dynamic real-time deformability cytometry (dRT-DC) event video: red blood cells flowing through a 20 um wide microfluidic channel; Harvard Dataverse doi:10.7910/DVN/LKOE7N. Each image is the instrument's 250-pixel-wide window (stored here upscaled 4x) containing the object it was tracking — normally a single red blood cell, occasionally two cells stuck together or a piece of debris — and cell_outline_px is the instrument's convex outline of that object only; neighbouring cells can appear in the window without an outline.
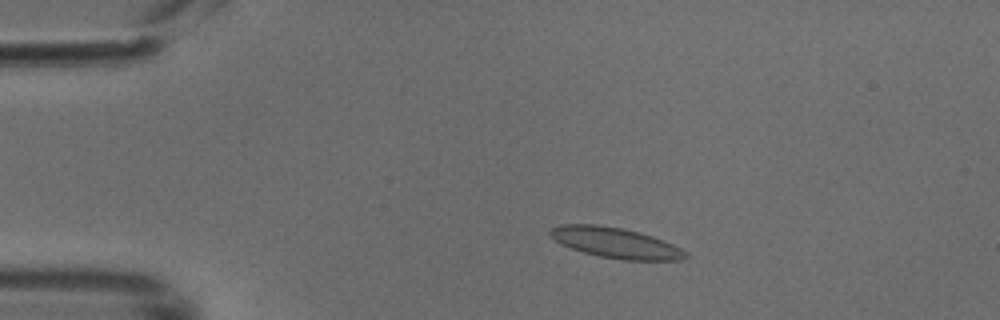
{"species": "common noctule bat (a hibernating species)", "species_latin": "Nyctalus noctula", "temperature_condition": "cold", "stored_images_in_passage": 48, "camera_frame_rate_fps": 3000, "um_per_image_px": 0.085, "animal": {"sex": "male", "body_mass_g": 18.8}, "frame": {"image": 1, "passage_image": 8, "time_ms": 2.333, "image_size_px": [1000, 320], "cell_outline_px": [[692, 256], [680, 260], [620, 260], [600, 256], [584, 252], [560, 244], [548, 232], [552, 228], [560, 224], [596, 224], [620, 228], [640, 232], [652, 236], [672, 244], [688, 252]], "centroid_in_image_um": [52.36, 20.64], "position_along_channel_um": 32.6, "area_um2": 23.99}}
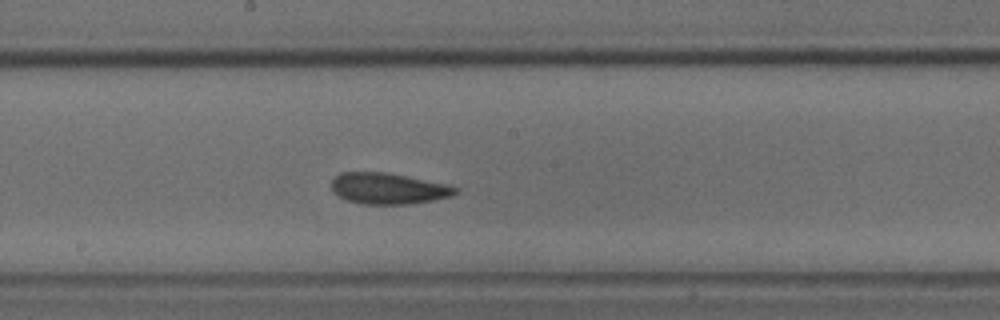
{"frame": {"image": 2, "passage_image": 25, "time_ms": 8.0, "image_size_px": [1000, 320], "cell_outline_px": [[456, 192], [452, 196], [432, 200], [408, 204], [360, 204], [348, 200], [332, 192], [332, 180], [340, 172], [388, 172], [448, 184], [456, 188]], "centroid_in_image_um": [32.98, 16.01], "position_along_channel_um": 215.2, "area_um2": 22.43}}
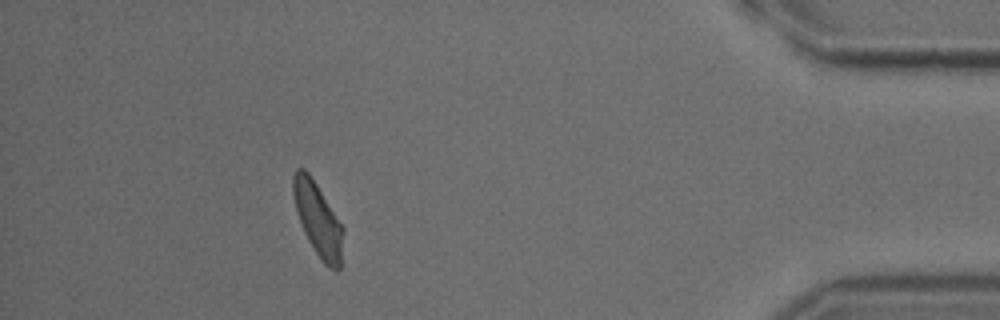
{"frame": {"image": 3, "passage_image": 43, "time_ms": 14.0, "image_size_px": [1000, 320], "cell_outline_px": [[344, 232], [340, 268], [336, 272], [328, 268], [324, 264], [308, 240], [304, 232], [296, 212], [292, 192], [292, 176], [296, 168], [304, 168], [308, 172], [316, 184], [344, 228]], "centroid_in_image_um": [27.02, 18.66], "position_along_channel_um": 408.2, "area_um2": 21.39}}